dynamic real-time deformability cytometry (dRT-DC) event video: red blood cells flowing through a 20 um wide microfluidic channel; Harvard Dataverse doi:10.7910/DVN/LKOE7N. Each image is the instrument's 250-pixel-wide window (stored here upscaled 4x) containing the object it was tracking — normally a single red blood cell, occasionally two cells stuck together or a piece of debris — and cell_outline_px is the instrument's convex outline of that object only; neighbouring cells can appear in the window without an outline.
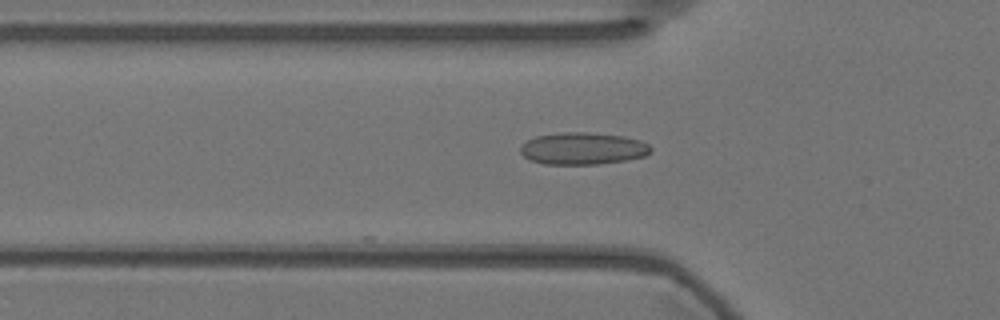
{"species": "Egyptian fruit bat (a non-hibernating species)", "species_latin": "Rousettus aegyptiacus", "temperature_condition": "warm", "stored_images_in_passage": 9, "camera_frame_rate_fps": 3000, "um_per_image_px": 0.085, "animal": {"sex": "female"}, "frame": {"image": 1, "passage_image": 4, "time_ms": 1.0, "image_size_px": [1000, 320], "cell_outline_px": [[652, 152], [644, 156], [624, 160], [600, 164], [544, 164], [532, 160], [524, 156], [520, 152], [520, 148], [528, 140], [536, 136], [564, 132], [588, 132], [624, 136], [640, 140], [648, 144], [652, 148]], "centroid_in_image_um": [49.57, 12.62], "position_along_channel_um": 76.2, "area_um2": 24.28}}
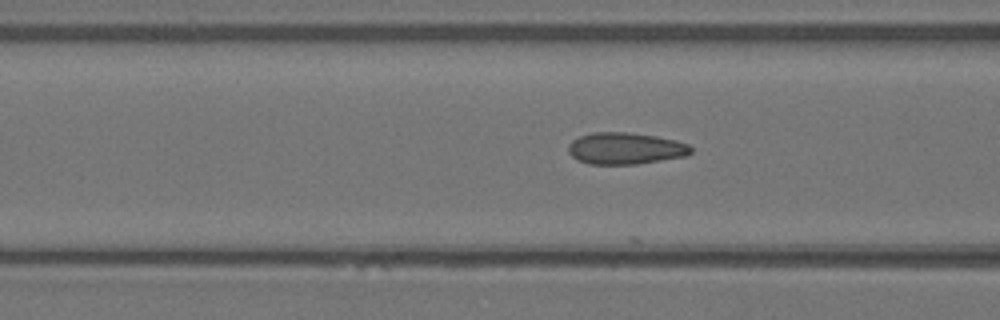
{"frame": {"image": 2, "passage_image": 7, "time_ms": 2.0, "image_size_px": [1000, 320], "cell_outline_px": [[692, 152], [684, 156], [636, 164], [588, 164], [572, 156], [568, 152], [568, 144], [572, 140], [580, 136], [592, 132], [628, 132], [656, 136], [676, 140], [688, 144], [692, 148]], "centroid_in_image_um": [53.14, 12.6], "position_along_channel_um": 113.5, "area_um2": 22.6}}